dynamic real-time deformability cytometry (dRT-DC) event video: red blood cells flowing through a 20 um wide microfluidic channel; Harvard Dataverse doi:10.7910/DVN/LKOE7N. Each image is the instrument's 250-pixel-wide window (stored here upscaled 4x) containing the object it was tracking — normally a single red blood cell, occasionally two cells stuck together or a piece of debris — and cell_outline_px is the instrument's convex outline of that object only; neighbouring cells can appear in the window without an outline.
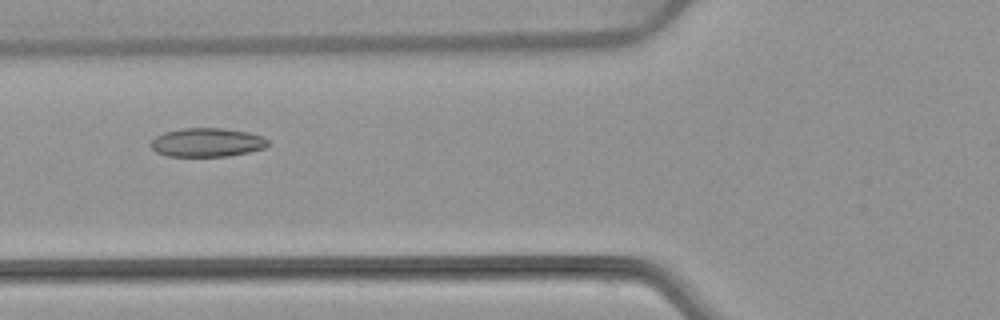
{"species": "common noctule bat (a hibernating species)", "species_latin": "Nyctalus noctula", "temperature_condition": "warm", "stored_images_in_passage": 5, "camera_frame_rate_fps": 3000, "um_per_image_px": 0.085, "animal": {"sex": "female", "body_mass_g": 22.7, "forearm_length_mm": 54.2}, "frame": {"image": 1, "passage_image": 4, "time_ms": 3.667, "image_size_px": [1000, 320], "cell_outline_px": [[272, 144], [264, 148], [248, 152], [228, 156], [168, 156], [156, 152], [152, 148], [152, 140], [156, 136], [164, 132], [184, 128], [224, 128], [248, 132], [264, 136]], "centroid_in_image_um": [17.65, 12.1], "position_along_channel_um": 108.2, "area_um2": 19.71}}
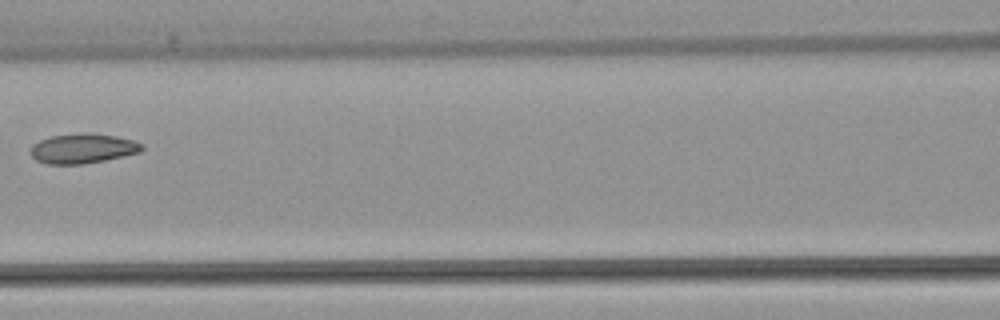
{"frame": {"image": 2, "passage_image": 5, "time_ms": 5.0, "image_size_px": [1000, 320], "cell_outline_px": [[144, 148], [140, 152], [104, 160], [80, 164], [44, 164], [36, 160], [32, 156], [32, 144], [40, 140], [52, 136], [80, 132], [88, 132], [116, 136], [132, 140], [144, 144]], "centroid_in_image_um": [7.04, 12.61], "position_along_channel_um": 159.6, "area_um2": 19.31}}